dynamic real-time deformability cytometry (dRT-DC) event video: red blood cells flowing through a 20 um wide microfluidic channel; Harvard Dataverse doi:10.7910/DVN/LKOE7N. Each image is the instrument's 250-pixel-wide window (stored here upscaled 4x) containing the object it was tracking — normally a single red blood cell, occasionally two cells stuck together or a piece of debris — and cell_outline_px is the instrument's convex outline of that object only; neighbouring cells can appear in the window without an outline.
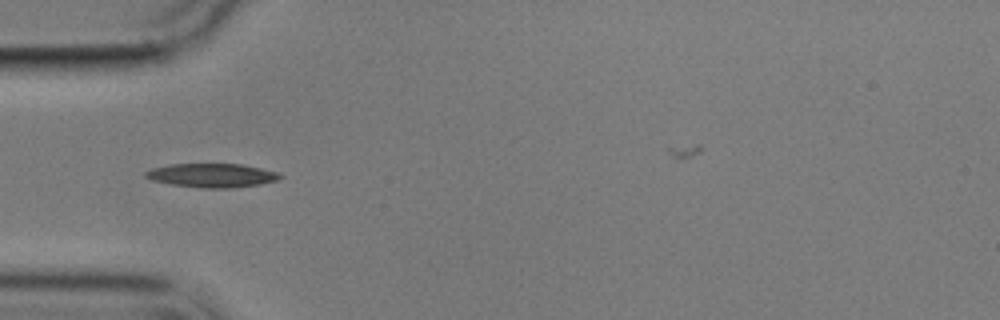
{"species": "common noctule bat (a hibernating species)", "species_latin": "Nyctalus noctula", "temperature_condition": "cold", "stored_images_in_passage": 4, "camera_frame_rate_fps": 3000, "um_per_image_px": 0.085, "animal": {"sex": "male", "body_mass_g": 17.9}, "frame": {"image": 1, "passage_image": 4, "time_ms": 3.667, "image_size_px": [1000, 320], "cell_outline_px": [[284, 176], [276, 180], [260, 184], [232, 188], [204, 188], [172, 184], [152, 180], [144, 176], [144, 172], [152, 168], [172, 164], [240, 164], [280, 172]], "centroid_in_image_um": [18.04, 14.9], "position_along_channel_um": 67.0, "area_um2": 18.61}}